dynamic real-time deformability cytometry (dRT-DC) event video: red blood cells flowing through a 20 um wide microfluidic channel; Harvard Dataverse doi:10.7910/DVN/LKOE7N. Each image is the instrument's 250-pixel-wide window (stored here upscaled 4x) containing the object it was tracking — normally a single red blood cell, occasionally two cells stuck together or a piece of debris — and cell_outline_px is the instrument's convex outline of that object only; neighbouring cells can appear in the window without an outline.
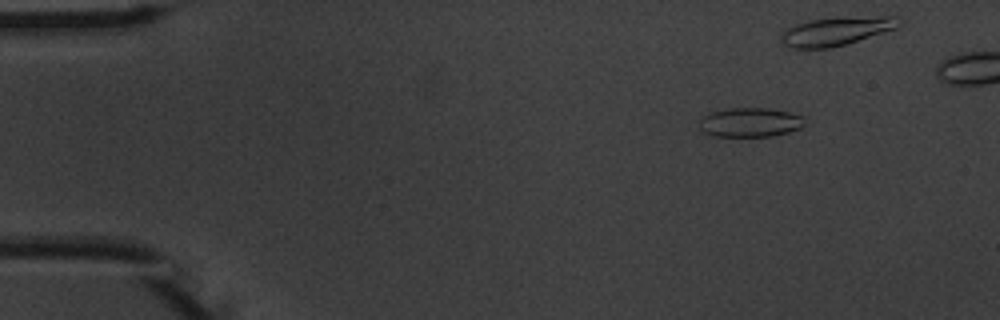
{"species": "common noctule bat (a hibernating species)", "species_latin": "Nyctalus noctula", "temperature_condition": "warm", "stored_images_in_passage": 9, "camera_frame_rate_fps": 3000, "um_per_image_px": 0.085, "animal": {"sex": "male", "body_mass_g": 20.1, "forearm_length_mm": 53.5}, "frame": {"image": 1, "passage_image": 2, "time_ms": 1.0, "image_size_px": [1000, 320], "cell_outline_px": [[804, 124], [800, 128], [788, 132], [772, 136], [712, 136], [704, 132], [700, 128], [700, 116], [708, 112], [728, 108], [768, 108], [788, 112], [804, 116]], "centroid_in_image_um": [63.72, 10.39], "position_along_channel_um": 21.3, "area_um2": 18.09}}
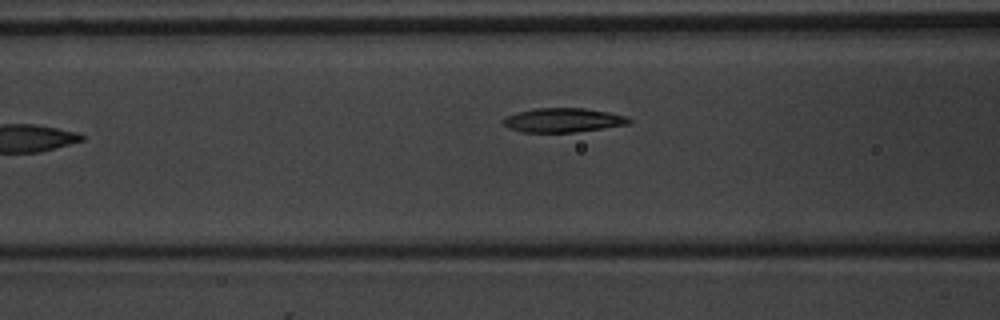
{"frame": {"image": 2, "passage_image": 7, "time_ms": 7.0, "image_size_px": [1000, 320], "cell_outline_px": [[632, 124], [576, 132], [520, 132], [508, 128], [500, 120], [504, 116], [516, 112], [536, 108], [584, 108], [608, 112], [628, 116], [632, 120]], "centroid_in_image_um": [47.85, 10.21], "position_along_channel_um": 118.7, "area_um2": 18.03}}
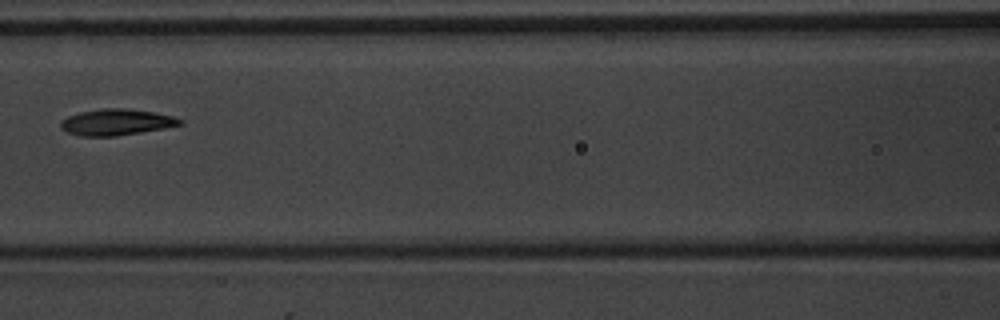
{"frame": {"image": 3, "passage_image": 8, "time_ms": 8.0, "image_size_px": [1000, 320], "cell_outline_px": [[184, 124], [164, 128], [116, 136], [80, 136], [68, 132], [60, 128], [60, 120], [68, 116], [80, 112], [100, 108], [128, 108], [152, 112], [172, 116], [184, 120]], "centroid_in_image_um": [9.88, 10.38], "position_along_channel_um": 156.7, "area_um2": 18.26}}